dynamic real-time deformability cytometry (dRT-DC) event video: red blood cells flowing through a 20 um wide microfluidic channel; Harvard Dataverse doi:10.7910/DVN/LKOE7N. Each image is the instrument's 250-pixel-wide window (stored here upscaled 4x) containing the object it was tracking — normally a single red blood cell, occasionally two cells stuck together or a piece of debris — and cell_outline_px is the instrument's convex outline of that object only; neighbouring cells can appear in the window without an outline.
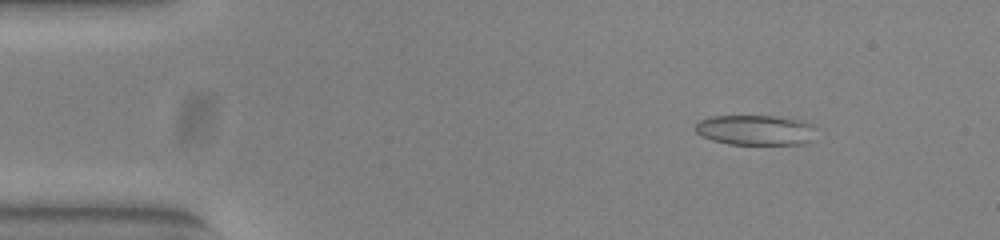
{"species": "common noctule bat (a hibernating species)", "species_latin": "Nyctalus noctula", "temperature_condition": "warm", "stored_images_in_passage": 53, "camera_frame_rate_fps": 3000, "um_per_image_px": 0.085, "animal": {"sex": "female", "body_mass_g": 23.0, "forearm_length_mm": 53.4}, "frame": {"image": 1, "passage_image": 7, "time_ms": 2.0, "image_size_px": [1000, 240], "cell_outline_px": [[816, 140], [804, 144], [728, 144], [712, 140], [700, 136], [696, 132], [696, 124], [700, 120], [708, 116], [772, 116], [808, 120], [816, 128]], "centroid_in_image_um": [64.31, 11.05], "position_along_channel_um": 20.7, "area_um2": 21.79}}
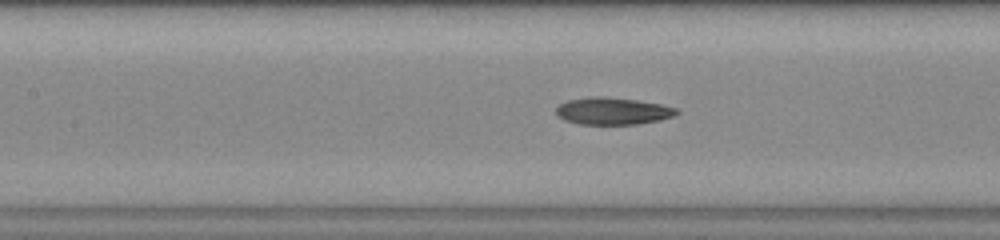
{"frame": {"image": 2, "passage_image": 24, "time_ms": 7.667, "image_size_px": [1000, 240], "cell_outline_px": [[680, 112], [672, 116], [660, 120], [636, 124], [580, 124], [564, 120], [556, 116], [556, 108], [560, 104], [568, 100], [592, 96], [600, 96], [636, 100], [660, 104], [676, 108]], "centroid_in_image_um": [52.05, 9.44], "position_along_channel_um": 155.3, "area_um2": 18.96}}
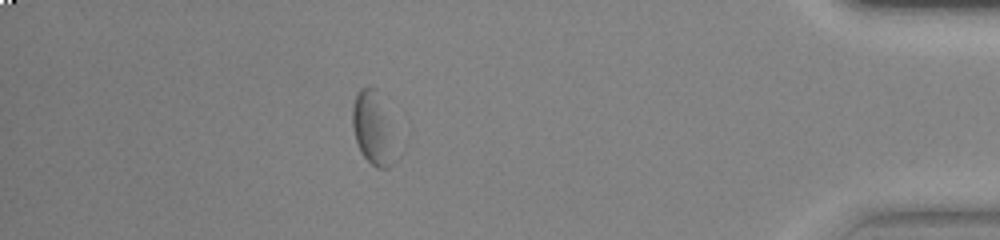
{"frame": {"image": 3, "passage_image": 47, "time_ms": 15.333, "image_size_px": [1000, 240], "cell_outline_px": [[400, 156], [388, 168], [376, 168], [364, 156], [356, 140], [352, 128], [352, 108], [356, 96], [360, 88], [376, 88]], "centroid_in_image_um": [31.73, 11.0], "position_along_channel_um": 403.5, "area_um2": 18.15}, "authors_computed_cell_mechanics": {"area_um2": 19.941, "velocity_mm_per_s": 3.8499, "shape_relaxation_time_tau1_ms": 6.3519, "shape_relaxation_time_tau2_ms": 5.5497, "deformation_change_tau1": 0.1715, "deformation_change_tau2": 0.1337}}